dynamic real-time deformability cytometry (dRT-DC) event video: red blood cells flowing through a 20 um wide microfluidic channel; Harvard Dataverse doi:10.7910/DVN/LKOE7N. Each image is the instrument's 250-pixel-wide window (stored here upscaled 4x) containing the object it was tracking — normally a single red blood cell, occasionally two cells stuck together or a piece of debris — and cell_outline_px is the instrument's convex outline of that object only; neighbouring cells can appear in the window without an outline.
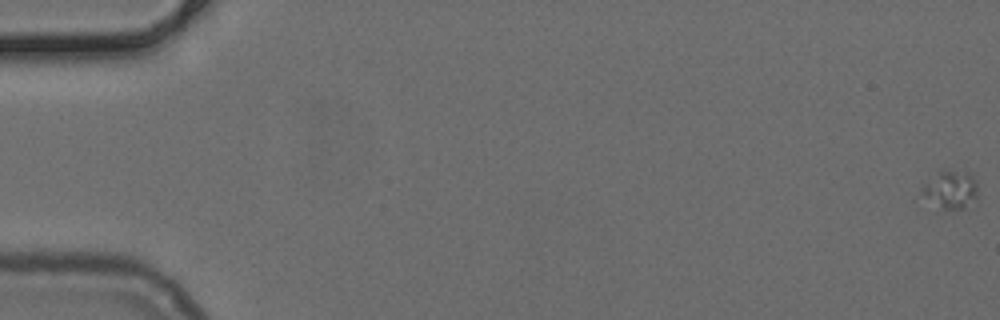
{"species": "common noctule bat (a hibernating species)", "species_latin": "Nyctalus noctula", "temperature_condition": "cold", "stored_images_in_passage": 21, "camera_frame_rate_fps": 3000, "um_per_image_px": 0.085, "animal": {"sex": "female", "body_mass_g": 24.6, "forearm_length_mm": 56.2}, "frame": {"image": 1, "passage_image": 1, "time_ms": 0.0, "image_size_px": [1000, 320], "cell_outline_px": [[976, 200], [964, 208], [944, 208], [924, 196], [920, 192], [924, 184], [928, 180], [944, 168], [968, 172], [972, 176], [976, 184]], "centroid_in_image_um": [80.82, 16.06], "position_along_channel_um": 4.2, "area_um2": 12.02}}